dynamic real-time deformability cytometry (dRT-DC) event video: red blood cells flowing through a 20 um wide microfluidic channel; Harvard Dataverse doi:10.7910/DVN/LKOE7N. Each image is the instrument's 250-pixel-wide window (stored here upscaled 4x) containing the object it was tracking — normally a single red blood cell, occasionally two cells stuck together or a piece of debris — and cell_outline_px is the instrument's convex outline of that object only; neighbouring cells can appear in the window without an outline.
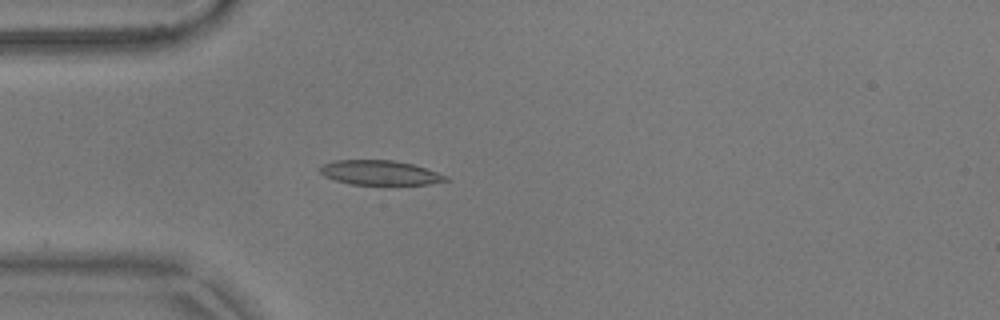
{"species": "common noctule bat (a hibernating species)", "species_latin": "Nyctalus noctula", "temperature_condition": "warm", "stored_images_in_passage": 27, "camera_frame_rate_fps": 3000, "um_per_image_px": 0.085, "animal": {"sex": "male", "body_mass_g": 17.9}, "frame": {"image": 1, "passage_image": 15, "time_ms": 4.667, "image_size_px": [1000, 320], "cell_outline_px": [[452, 180], [428, 184], [352, 184], [336, 180], [324, 176], [320, 172], [320, 168], [324, 164], [336, 160], [392, 160], [412, 164], [448, 176]], "centroid_in_image_um": [32.32, 14.68], "position_along_channel_um": 52.7, "area_um2": 17.74}}